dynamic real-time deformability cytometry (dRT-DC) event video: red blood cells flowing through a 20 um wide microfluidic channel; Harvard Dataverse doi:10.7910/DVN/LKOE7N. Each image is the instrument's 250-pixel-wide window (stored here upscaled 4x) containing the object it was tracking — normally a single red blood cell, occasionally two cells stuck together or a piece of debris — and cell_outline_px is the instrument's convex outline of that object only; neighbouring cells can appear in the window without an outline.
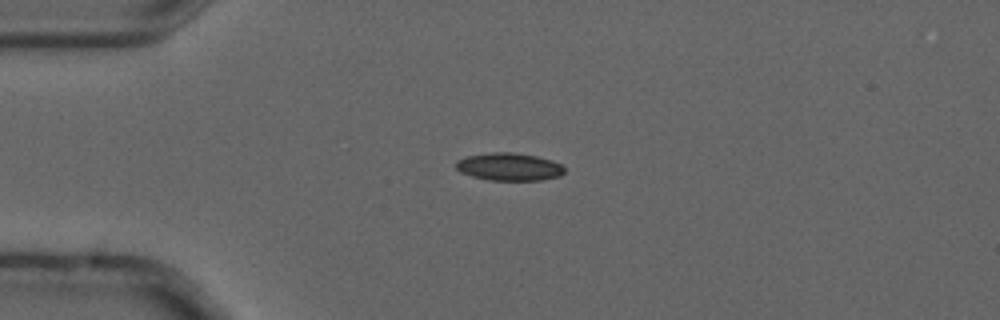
{"species": "common noctule bat (a hibernating species)", "species_latin": "Nyctalus noctula", "temperature_condition": "cold", "stored_images_in_passage": 5, "camera_frame_rate_fps": 3000, "um_per_image_px": 0.085, "animal": {"sex": "male", "forearm_length_mm": 52.5}, "frame": {"image": 1, "passage_image": 1, "time_ms": 0.0, "image_size_px": [1000, 320], "cell_outline_px": [[564, 172], [560, 176], [540, 180], [488, 180], [472, 176], [460, 172], [456, 168], [456, 160], [468, 156], [492, 152], [516, 152], [536, 156], [552, 160], [560, 164], [564, 168]], "centroid_in_image_um": [43.27, 14.17], "position_along_channel_um": 41.7, "area_um2": 17.51}}
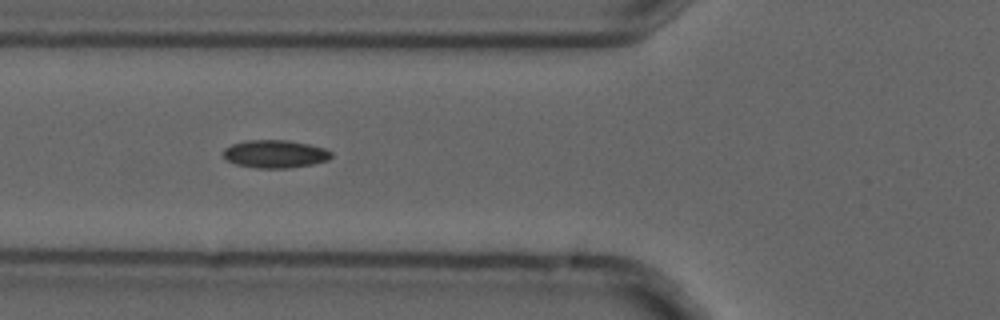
{"frame": {"image": 2, "passage_image": 3, "time_ms": 0.667, "image_size_px": [1000, 320], "cell_outline_px": [[332, 156], [328, 160], [312, 164], [288, 168], [256, 168], [236, 164], [228, 160], [224, 156], [224, 148], [232, 144], [244, 140], [288, 140], [308, 144], [324, 148], [332, 152]], "centroid_in_image_um": [23.39, 13.08], "position_along_channel_um": 102.4, "area_um2": 17.51}}
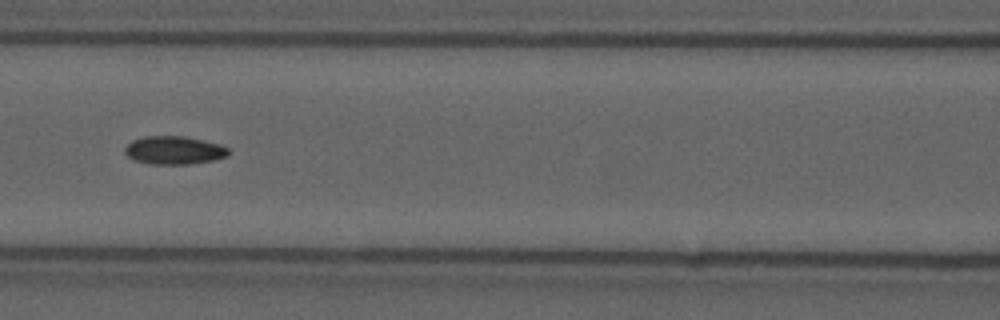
{"frame": {"image": 3, "passage_image": 4, "time_ms": 1.0, "image_size_px": [1000, 320], "cell_outline_px": [[232, 152], [228, 156], [216, 160], [188, 164], [148, 164], [132, 160], [124, 152], [124, 148], [132, 140], [144, 136], [184, 136], [220, 144], [228, 148]], "centroid_in_image_um": [14.81, 12.78], "position_along_channel_um": 151.8, "area_um2": 17.28}}